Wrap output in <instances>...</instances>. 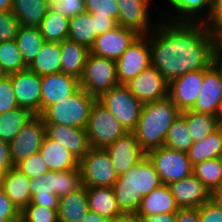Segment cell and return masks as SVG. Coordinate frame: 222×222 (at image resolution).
Segmentation results:
<instances>
[{
  "mask_svg": "<svg viewBox=\"0 0 222 222\" xmlns=\"http://www.w3.org/2000/svg\"><path fill=\"white\" fill-rule=\"evenodd\" d=\"M159 18L156 28L148 34L151 66L168 82L188 72L207 69L216 61L217 34L203 23Z\"/></svg>",
  "mask_w": 222,
  "mask_h": 222,
  "instance_id": "obj_1",
  "label": "cell"
},
{
  "mask_svg": "<svg viewBox=\"0 0 222 222\" xmlns=\"http://www.w3.org/2000/svg\"><path fill=\"white\" fill-rule=\"evenodd\" d=\"M162 184L153 163L145 156L136 166L118 176L113 190L120 211L135 215L143 196Z\"/></svg>",
  "mask_w": 222,
  "mask_h": 222,
  "instance_id": "obj_2",
  "label": "cell"
},
{
  "mask_svg": "<svg viewBox=\"0 0 222 222\" xmlns=\"http://www.w3.org/2000/svg\"><path fill=\"white\" fill-rule=\"evenodd\" d=\"M180 114L181 111L169 98L144 103L133 131L140 148L147 153L164 146L167 131Z\"/></svg>",
  "mask_w": 222,
  "mask_h": 222,
  "instance_id": "obj_3",
  "label": "cell"
},
{
  "mask_svg": "<svg viewBox=\"0 0 222 222\" xmlns=\"http://www.w3.org/2000/svg\"><path fill=\"white\" fill-rule=\"evenodd\" d=\"M97 98L80 88L72 96L48 106L40 115L44 124H59L86 129Z\"/></svg>",
  "mask_w": 222,
  "mask_h": 222,
  "instance_id": "obj_4",
  "label": "cell"
},
{
  "mask_svg": "<svg viewBox=\"0 0 222 222\" xmlns=\"http://www.w3.org/2000/svg\"><path fill=\"white\" fill-rule=\"evenodd\" d=\"M97 101L107 108L127 132H133L137 126L143 103L124 85L120 84L102 93Z\"/></svg>",
  "mask_w": 222,
  "mask_h": 222,
  "instance_id": "obj_5",
  "label": "cell"
},
{
  "mask_svg": "<svg viewBox=\"0 0 222 222\" xmlns=\"http://www.w3.org/2000/svg\"><path fill=\"white\" fill-rule=\"evenodd\" d=\"M80 81V88L98 98L115 86L120 85L115 60L89 53Z\"/></svg>",
  "mask_w": 222,
  "mask_h": 222,
  "instance_id": "obj_6",
  "label": "cell"
},
{
  "mask_svg": "<svg viewBox=\"0 0 222 222\" xmlns=\"http://www.w3.org/2000/svg\"><path fill=\"white\" fill-rule=\"evenodd\" d=\"M86 133L90 147L104 149L127 131L114 115L96 100L90 112Z\"/></svg>",
  "mask_w": 222,
  "mask_h": 222,
  "instance_id": "obj_7",
  "label": "cell"
},
{
  "mask_svg": "<svg viewBox=\"0 0 222 222\" xmlns=\"http://www.w3.org/2000/svg\"><path fill=\"white\" fill-rule=\"evenodd\" d=\"M82 185L86 187H113L118 175L109 153L104 148H90L79 161Z\"/></svg>",
  "mask_w": 222,
  "mask_h": 222,
  "instance_id": "obj_8",
  "label": "cell"
},
{
  "mask_svg": "<svg viewBox=\"0 0 222 222\" xmlns=\"http://www.w3.org/2000/svg\"><path fill=\"white\" fill-rule=\"evenodd\" d=\"M160 176L162 184L169 185L193 174L187 153L162 146L146 153Z\"/></svg>",
  "mask_w": 222,
  "mask_h": 222,
  "instance_id": "obj_9",
  "label": "cell"
},
{
  "mask_svg": "<svg viewBox=\"0 0 222 222\" xmlns=\"http://www.w3.org/2000/svg\"><path fill=\"white\" fill-rule=\"evenodd\" d=\"M45 136L46 128L41 115H33L9 143L14 166L39 152Z\"/></svg>",
  "mask_w": 222,
  "mask_h": 222,
  "instance_id": "obj_10",
  "label": "cell"
},
{
  "mask_svg": "<svg viewBox=\"0 0 222 222\" xmlns=\"http://www.w3.org/2000/svg\"><path fill=\"white\" fill-rule=\"evenodd\" d=\"M117 77L119 84H125L151 65L148 35H139L118 58Z\"/></svg>",
  "mask_w": 222,
  "mask_h": 222,
  "instance_id": "obj_11",
  "label": "cell"
},
{
  "mask_svg": "<svg viewBox=\"0 0 222 222\" xmlns=\"http://www.w3.org/2000/svg\"><path fill=\"white\" fill-rule=\"evenodd\" d=\"M124 85L143 104L168 98L169 82L151 65Z\"/></svg>",
  "mask_w": 222,
  "mask_h": 222,
  "instance_id": "obj_12",
  "label": "cell"
},
{
  "mask_svg": "<svg viewBox=\"0 0 222 222\" xmlns=\"http://www.w3.org/2000/svg\"><path fill=\"white\" fill-rule=\"evenodd\" d=\"M116 1L120 11L118 25L132 29L139 35H148L156 28L159 18L155 22L151 19L150 7L152 0Z\"/></svg>",
  "mask_w": 222,
  "mask_h": 222,
  "instance_id": "obj_13",
  "label": "cell"
},
{
  "mask_svg": "<svg viewBox=\"0 0 222 222\" xmlns=\"http://www.w3.org/2000/svg\"><path fill=\"white\" fill-rule=\"evenodd\" d=\"M138 36L136 31L117 25L99 34L89 50L93 55L117 61Z\"/></svg>",
  "mask_w": 222,
  "mask_h": 222,
  "instance_id": "obj_14",
  "label": "cell"
},
{
  "mask_svg": "<svg viewBox=\"0 0 222 222\" xmlns=\"http://www.w3.org/2000/svg\"><path fill=\"white\" fill-rule=\"evenodd\" d=\"M19 107L41 114V77L29 69L9 75Z\"/></svg>",
  "mask_w": 222,
  "mask_h": 222,
  "instance_id": "obj_15",
  "label": "cell"
},
{
  "mask_svg": "<svg viewBox=\"0 0 222 222\" xmlns=\"http://www.w3.org/2000/svg\"><path fill=\"white\" fill-rule=\"evenodd\" d=\"M205 70L191 71L169 82L168 98L181 112L191 110L196 103Z\"/></svg>",
  "mask_w": 222,
  "mask_h": 222,
  "instance_id": "obj_16",
  "label": "cell"
},
{
  "mask_svg": "<svg viewBox=\"0 0 222 222\" xmlns=\"http://www.w3.org/2000/svg\"><path fill=\"white\" fill-rule=\"evenodd\" d=\"M105 149L118 176L136 166L146 156L133 132H127Z\"/></svg>",
  "mask_w": 222,
  "mask_h": 222,
  "instance_id": "obj_17",
  "label": "cell"
},
{
  "mask_svg": "<svg viewBox=\"0 0 222 222\" xmlns=\"http://www.w3.org/2000/svg\"><path fill=\"white\" fill-rule=\"evenodd\" d=\"M222 101V67L214 61L205 71L200 94L191 111L215 115Z\"/></svg>",
  "mask_w": 222,
  "mask_h": 222,
  "instance_id": "obj_18",
  "label": "cell"
},
{
  "mask_svg": "<svg viewBox=\"0 0 222 222\" xmlns=\"http://www.w3.org/2000/svg\"><path fill=\"white\" fill-rule=\"evenodd\" d=\"M80 89V81L62 72L41 76V113L48 107L72 96Z\"/></svg>",
  "mask_w": 222,
  "mask_h": 222,
  "instance_id": "obj_19",
  "label": "cell"
},
{
  "mask_svg": "<svg viewBox=\"0 0 222 222\" xmlns=\"http://www.w3.org/2000/svg\"><path fill=\"white\" fill-rule=\"evenodd\" d=\"M168 186L179 208H199L210 200L211 193L194 174Z\"/></svg>",
  "mask_w": 222,
  "mask_h": 222,
  "instance_id": "obj_20",
  "label": "cell"
},
{
  "mask_svg": "<svg viewBox=\"0 0 222 222\" xmlns=\"http://www.w3.org/2000/svg\"><path fill=\"white\" fill-rule=\"evenodd\" d=\"M46 136L67 148L79 161L89 151L86 129L59 124H45Z\"/></svg>",
  "mask_w": 222,
  "mask_h": 222,
  "instance_id": "obj_21",
  "label": "cell"
},
{
  "mask_svg": "<svg viewBox=\"0 0 222 222\" xmlns=\"http://www.w3.org/2000/svg\"><path fill=\"white\" fill-rule=\"evenodd\" d=\"M171 12H161V18L174 22L204 23L211 13L212 0H166ZM173 9V10H172ZM163 13V14H162ZM168 13V14H167Z\"/></svg>",
  "mask_w": 222,
  "mask_h": 222,
  "instance_id": "obj_22",
  "label": "cell"
},
{
  "mask_svg": "<svg viewBox=\"0 0 222 222\" xmlns=\"http://www.w3.org/2000/svg\"><path fill=\"white\" fill-rule=\"evenodd\" d=\"M30 178L15 167L2 175L0 186L5 194L22 211L31 202Z\"/></svg>",
  "mask_w": 222,
  "mask_h": 222,
  "instance_id": "obj_23",
  "label": "cell"
},
{
  "mask_svg": "<svg viewBox=\"0 0 222 222\" xmlns=\"http://www.w3.org/2000/svg\"><path fill=\"white\" fill-rule=\"evenodd\" d=\"M178 205L166 184H161L148 195L143 196L135 215H157L163 213H177Z\"/></svg>",
  "mask_w": 222,
  "mask_h": 222,
  "instance_id": "obj_24",
  "label": "cell"
},
{
  "mask_svg": "<svg viewBox=\"0 0 222 222\" xmlns=\"http://www.w3.org/2000/svg\"><path fill=\"white\" fill-rule=\"evenodd\" d=\"M61 72L80 79L90 50L85 45L65 39L60 42Z\"/></svg>",
  "mask_w": 222,
  "mask_h": 222,
  "instance_id": "obj_25",
  "label": "cell"
},
{
  "mask_svg": "<svg viewBox=\"0 0 222 222\" xmlns=\"http://www.w3.org/2000/svg\"><path fill=\"white\" fill-rule=\"evenodd\" d=\"M88 211L89 204L85 185L59 199V222H82Z\"/></svg>",
  "mask_w": 222,
  "mask_h": 222,
  "instance_id": "obj_26",
  "label": "cell"
},
{
  "mask_svg": "<svg viewBox=\"0 0 222 222\" xmlns=\"http://www.w3.org/2000/svg\"><path fill=\"white\" fill-rule=\"evenodd\" d=\"M39 152L49 171H63L79 167V160L67 148L47 136Z\"/></svg>",
  "mask_w": 222,
  "mask_h": 222,
  "instance_id": "obj_27",
  "label": "cell"
},
{
  "mask_svg": "<svg viewBox=\"0 0 222 222\" xmlns=\"http://www.w3.org/2000/svg\"><path fill=\"white\" fill-rule=\"evenodd\" d=\"M89 210L107 218L121 216L113 187H86Z\"/></svg>",
  "mask_w": 222,
  "mask_h": 222,
  "instance_id": "obj_28",
  "label": "cell"
},
{
  "mask_svg": "<svg viewBox=\"0 0 222 222\" xmlns=\"http://www.w3.org/2000/svg\"><path fill=\"white\" fill-rule=\"evenodd\" d=\"M186 153L192 166L208 159L222 158V126H219L202 141L193 142Z\"/></svg>",
  "mask_w": 222,
  "mask_h": 222,
  "instance_id": "obj_29",
  "label": "cell"
},
{
  "mask_svg": "<svg viewBox=\"0 0 222 222\" xmlns=\"http://www.w3.org/2000/svg\"><path fill=\"white\" fill-rule=\"evenodd\" d=\"M55 171H49L40 177L30 180L29 189L31 202L29 204L43 205L51 209H58L59 198L54 193Z\"/></svg>",
  "mask_w": 222,
  "mask_h": 222,
  "instance_id": "obj_30",
  "label": "cell"
},
{
  "mask_svg": "<svg viewBox=\"0 0 222 222\" xmlns=\"http://www.w3.org/2000/svg\"><path fill=\"white\" fill-rule=\"evenodd\" d=\"M28 69L40 77L61 72L60 43L45 41Z\"/></svg>",
  "mask_w": 222,
  "mask_h": 222,
  "instance_id": "obj_31",
  "label": "cell"
},
{
  "mask_svg": "<svg viewBox=\"0 0 222 222\" xmlns=\"http://www.w3.org/2000/svg\"><path fill=\"white\" fill-rule=\"evenodd\" d=\"M48 10L47 0H13L11 12L21 25L39 27Z\"/></svg>",
  "mask_w": 222,
  "mask_h": 222,
  "instance_id": "obj_32",
  "label": "cell"
},
{
  "mask_svg": "<svg viewBox=\"0 0 222 222\" xmlns=\"http://www.w3.org/2000/svg\"><path fill=\"white\" fill-rule=\"evenodd\" d=\"M97 36L93 14L85 11L70 19L68 39L90 49Z\"/></svg>",
  "mask_w": 222,
  "mask_h": 222,
  "instance_id": "obj_33",
  "label": "cell"
},
{
  "mask_svg": "<svg viewBox=\"0 0 222 222\" xmlns=\"http://www.w3.org/2000/svg\"><path fill=\"white\" fill-rule=\"evenodd\" d=\"M16 42L25 64L29 66L39 53L45 40L40 34L39 27L21 25L16 36Z\"/></svg>",
  "mask_w": 222,
  "mask_h": 222,
  "instance_id": "obj_34",
  "label": "cell"
},
{
  "mask_svg": "<svg viewBox=\"0 0 222 222\" xmlns=\"http://www.w3.org/2000/svg\"><path fill=\"white\" fill-rule=\"evenodd\" d=\"M69 23V18L49 9L39 25L40 34L47 42L60 43L68 38Z\"/></svg>",
  "mask_w": 222,
  "mask_h": 222,
  "instance_id": "obj_35",
  "label": "cell"
},
{
  "mask_svg": "<svg viewBox=\"0 0 222 222\" xmlns=\"http://www.w3.org/2000/svg\"><path fill=\"white\" fill-rule=\"evenodd\" d=\"M33 115L28 109L22 107L1 113L0 139L10 143Z\"/></svg>",
  "mask_w": 222,
  "mask_h": 222,
  "instance_id": "obj_36",
  "label": "cell"
},
{
  "mask_svg": "<svg viewBox=\"0 0 222 222\" xmlns=\"http://www.w3.org/2000/svg\"><path fill=\"white\" fill-rule=\"evenodd\" d=\"M181 113L186 117L187 127L193 142L202 141L219 127L215 115L198 113L191 110Z\"/></svg>",
  "mask_w": 222,
  "mask_h": 222,
  "instance_id": "obj_37",
  "label": "cell"
},
{
  "mask_svg": "<svg viewBox=\"0 0 222 222\" xmlns=\"http://www.w3.org/2000/svg\"><path fill=\"white\" fill-rule=\"evenodd\" d=\"M193 145V140L187 127L186 117L181 113L169 127L165 136L164 146L187 152Z\"/></svg>",
  "mask_w": 222,
  "mask_h": 222,
  "instance_id": "obj_38",
  "label": "cell"
},
{
  "mask_svg": "<svg viewBox=\"0 0 222 222\" xmlns=\"http://www.w3.org/2000/svg\"><path fill=\"white\" fill-rule=\"evenodd\" d=\"M193 174L211 193L222 186V158H213L193 166Z\"/></svg>",
  "mask_w": 222,
  "mask_h": 222,
  "instance_id": "obj_39",
  "label": "cell"
},
{
  "mask_svg": "<svg viewBox=\"0 0 222 222\" xmlns=\"http://www.w3.org/2000/svg\"><path fill=\"white\" fill-rule=\"evenodd\" d=\"M0 68L7 76L28 69L16 40L0 42Z\"/></svg>",
  "mask_w": 222,
  "mask_h": 222,
  "instance_id": "obj_40",
  "label": "cell"
},
{
  "mask_svg": "<svg viewBox=\"0 0 222 222\" xmlns=\"http://www.w3.org/2000/svg\"><path fill=\"white\" fill-rule=\"evenodd\" d=\"M82 186L80 167L70 170L55 171L54 193L60 199L75 192Z\"/></svg>",
  "mask_w": 222,
  "mask_h": 222,
  "instance_id": "obj_41",
  "label": "cell"
},
{
  "mask_svg": "<svg viewBox=\"0 0 222 222\" xmlns=\"http://www.w3.org/2000/svg\"><path fill=\"white\" fill-rule=\"evenodd\" d=\"M21 216L28 222H59L58 209H51L38 204H28Z\"/></svg>",
  "mask_w": 222,
  "mask_h": 222,
  "instance_id": "obj_42",
  "label": "cell"
},
{
  "mask_svg": "<svg viewBox=\"0 0 222 222\" xmlns=\"http://www.w3.org/2000/svg\"><path fill=\"white\" fill-rule=\"evenodd\" d=\"M86 12L93 16H109L118 24L119 6L116 0H84Z\"/></svg>",
  "mask_w": 222,
  "mask_h": 222,
  "instance_id": "obj_43",
  "label": "cell"
},
{
  "mask_svg": "<svg viewBox=\"0 0 222 222\" xmlns=\"http://www.w3.org/2000/svg\"><path fill=\"white\" fill-rule=\"evenodd\" d=\"M15 168L30 179L40 177L42 174L49 172V168L44 162L40 152H37L29 158L19 162Z\"/></svg>",
  "mask_w": 222,
  "mask_h": 222,
  "instance_id": "obj_44",
  "label": "cell"
},
{
  "mask_svg": "<svg viewBox=\"0 0 222 222\" xmlns=\"http://www.w3.org/2000/svg\"><path fill=\"white\" fill-rule=\"evenodd\" d=\"M49 9L71 19L86 11L84 0H47Z\"/></svg>",
  "mask_w": 222,
  "mask_h": 222,
  "instance_id": "obj_45",
  "label": "cell"
},
{
  "mask_svg": "<svg viewBox=\"0 0 222 222\" xmlns=\"http://www.w3.org/2000/svg\"><path fill=\"white\" fill-rule=\"evenodd\" d=\"M20 26L11 11H0V42L16 40Z\"/></svg>",
  "mask_w": 222,
  "mask_h": 222,
  "instance_id": "obj_46",
  "label": "cell"
},
{
  "mask_svg": "<svg viewBox=\"0 0 222 222\" xmlns=\"http://www.w3.org/2000/svg\"><path fill=\"white\" fill-rule=\"evenodd\" d=\"M10 76H3L0 79V114L18 108Z\"/></svg>",
  "mask_w": 222,
  "mask_h": 222,
  "instance_id": "obj_47",
  "label": "cell"
},
{
  "mask_svg": "<svg viewBox=\"0 0 222 222\" xmlns=\"http://www.w3.org/2000/svg\"><path fill=\"white\" fill-rule=\"evenodd\" d=\"M0 216L9 222H15L20 216L21 211L13 201L5 194L0 186Z\"/></svg>",
  "mask_w": 222,
  "mask_h": 222,
  "instance_id": "obj_48",
  "label": "cell"
},
{
  "mask_svg": "<svg viewBox=\"0 0 222 222\" xmlns=\"http://www.w3.org/2000/svg\"><path fill=\"white\" fill-rule=\"evenodd\" d=\"M203 24L216 34L222 30V0L211 1V13Z\"/></svg>",
  "mask_w": 222,
  "mask_h": 222,
  "instance_id": "obj_49",
  "label": "cell"
},
{
  "mask_svg": "<svg viewBox=\"0 0 222 222\" xmlns=\"http://www.w3.org/2000/svg\"><path fill=\"white\" fill-rule=\"evenodd\" d=\"M200 222H222V210L211 200L198 208Z\"/></svg>",
  "mask_w": 222,
  "mask_h": 222,
  "instance_id": "obj_50",
  "label": "cell"
},
{
  "mask_svg": "<svg viewBox=\"0 0 222 222\" xmlns=\"http://www.w3.org/2000/svg\"><path fill=\"white\" fill-rule=\"evenodd\" d=\"M14 167L10 156V144L0 139V173L3 175Z\"/></svg>",
  "mask_w": 222,
  "mask_h": 222,
  "instance_id": "obj_51",
  "label": "cell"
},
{
  "mask_svg": "<svg viewBox=\"0 0 222 222\" xmlns=\"http://www.w3.org/2000/svg\"><path fill=\"white\" fill-rule=\"evenodd\" d=\"M93 19H95L96 32L98 35L112 30L118 25L117 22L109 16H93Z\"/></svg>",
  "mask_w": 222,
  "mask_h": 222,
  "instance_id": "obj_52",
  "label": "cell"
},
{
  "mask_svg": "<svg viewBox=\"0 0 222 222\" xmlns=\"http://www.w3.org/2000/svg\"><path fill=\"white\" fill-rule=\"evenodd\" d=\"M176 222H200L198 208H179Z\"/></svg>",
  "mask_w": 222,
  "mask_h": 222,
  "instance_id": "obj_53",
  "label": "cell"
},
{
  "mask_svg": "<svg viewBox=\"0 0 222 222\" xmlns=\"http://www.w3.org/2000/svg\"><path fill=\"white\" fill-rule=\"evenodd\" d=\"M136 216L139 218L140 222H176V213Z\"/></svg>",
  "mask_w": 222,
  "mask_h": 222,
  "instance_id": "obj_54",
  "label": "cell"
},
{
  "mask_svg": "<svg viewBox=\"0 0 222 222\" xmlns=\"http://www.w3.org/2000/svg\"><path fill=\"white\" fill-rule=\"evenodd\" d=\"M107 222H140L136 215L122 214L121 216L111 218Z\"/></svg>",
  "mask_w": 222,
  "mask_h": 222,
  "instance_id": "obj_55",
  "label": "cell"
},
{
  "mask_svg": "<svg viewBox=\"0 0 222 222\" xmlns=\"http://www.w3.org/2000/svg\"><path fill=\"white\" fill-rule=\"evenodd\" d=\"M210 200L222 210V186L211 192Z\"/></svg>",
  "mask_w": 222,
  "mask_h": 222,
  "instance_id": "obj_56",
  "label": "cell"
},
{
  "mask_svg": "<svg viewBox=\"0 0 222 222\" xmlns=\"http://www.w3.org/2000/svg\"><path fill=\"white\" fill-rule=\"evenodd\" d=\"M107 221H108L107 218L97 214L96 212L89 210L82 222H107Z\"/></svg>",
  "mask_w": 222,
  "mask_h": 222,
  "instance_id": "obj_57",
  "label": "cell"
},
{
  "mask_svg": "<svg viewBox=\"0 0 222 222\" xmlns=\"http://www.w3.org/2000/svg\"><path fill=\"white\" fill-rule=\"evenodd\" d=\"M13 0H0V11H11Z\"/></svg>",
  "mask_w": 222,
  "mask_h": 222,
  "instance_id": "obj_58",
  "label": "cell"
},
{
  "mask_svg": "<svg viewBox=\"0 0 222 222\" xmlns=\"http://www.w3.org/2000/svg\"><path fill=\"white\" fill-rule=\"evenodd\" d=\"M215 117L217 119V122H218L219 126H222V101L218 105Z\"/></svg>",
  "mask_w": 222,
  "mask_h": 222,
  "instance_id": "obj_59",
  "label": "cell"
},
{
  "mask_svg": "<svg viewBox=\"0 0 222 222\" xmlns=\"http://www.w3.org/2000/svg\"><path fill=\"white\" fill-rule=\"evenodd\" d=\"M216 51H222V30L217 33Z\"/></svg>",
  "mask_w": 222,
  "mask_h": 222,
  "instance_id": "obj_60",
  "label": "cell"
},
{
  "mask_svg": "<svg viewBox=\"0 0 222 222\" xmlns=\"http://www.w3.org/2000/svg\"><path fill=\"white\" fill-rule=\"evenodd\" d=\"M216 62L222 67V51H216Z\"/></svg>",
  "mask_w": 222,
  "mask_h": 222,
  "instance_id": "obj_61",
  "label": "cell"
},
{
  "mask_svg": "<svg viewBox=\"0 0 222 222\" xmlns=\"http://www.w3.org/2000/svg\"><path fill=\"white\" fill-rule=\"evenodd\" d=\"M15 222H28L22 216H20Z\"/></svg>",
  "mask_w": 222,
  "mask_h": 222,
  "instance_id": "obj_62",
  "label": "cell"
},
{
  "mask_svg": "<svg viewBox=\"0 0 222 222\" xmlns=\"http://www.w3.org/2000/svg\"><path fill=\"white\" fill-rule=\"evenodd\" d=\"M3 76H5V75L3 74V72H2V70H1V68H0V79H1Z\"/></svg>",
  "mask_w": 222,
  "mask_h": 222,
  "instance_id": "obj_63",
  "label": "cell"
},
{
  "mask_svg": "<svg viewBox=\"0 0 222 222\" xmlns=\"http://www.w3.org/2000/svg\"><path fill=\"white\" fill-rule=\"evenodd\" d=\"M0 222H9L7 219H1V216H0Z\"/></svg>",
  "mask_w": 222,
  "mask_h": 222,
  "instance_id": "obj_64",
  "label": "cell"
}]
</instances>
